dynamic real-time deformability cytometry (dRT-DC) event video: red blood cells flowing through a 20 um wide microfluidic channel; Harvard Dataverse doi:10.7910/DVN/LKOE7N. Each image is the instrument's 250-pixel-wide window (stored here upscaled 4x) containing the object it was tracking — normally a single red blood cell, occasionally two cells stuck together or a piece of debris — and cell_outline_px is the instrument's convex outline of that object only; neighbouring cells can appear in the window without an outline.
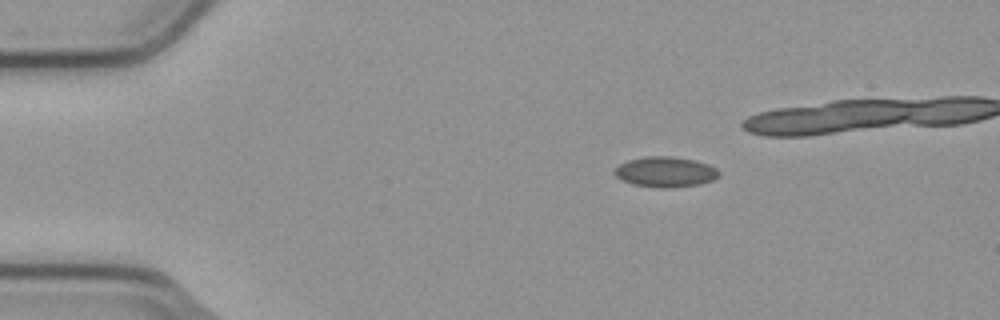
{"species": "common noctule bat (a hibernating species)", "species_latin": "Nyctalus noctula", "temperature_condition": "cold", "stored_images_in_passage": 5, "camera_frame_rate_fps": 3000, "um_per_image_px": 0.085, "animal": {"sex": "male", "body_mass_g": 23.1, "forearm_length_mm": 52.7}, "frame": {"image": 1, "passage_image": 5, "time_ms": 1.333, "image_size_px": [1000, 320], "cell_outline_px": [[720, 176], [712, 180], [700, 184], [672, 188], [660, 188], [632, 184], [616, 176], [612, 172], [620, 164], [628, 160], [648, 156], [672, 156], [696, 160], [708, 164], [716, 168], [720, 172]], "centroid_in_image_um": [56.59, 14.61], "position_along_channel_um": 28.4, "area_um2": 18.55}}